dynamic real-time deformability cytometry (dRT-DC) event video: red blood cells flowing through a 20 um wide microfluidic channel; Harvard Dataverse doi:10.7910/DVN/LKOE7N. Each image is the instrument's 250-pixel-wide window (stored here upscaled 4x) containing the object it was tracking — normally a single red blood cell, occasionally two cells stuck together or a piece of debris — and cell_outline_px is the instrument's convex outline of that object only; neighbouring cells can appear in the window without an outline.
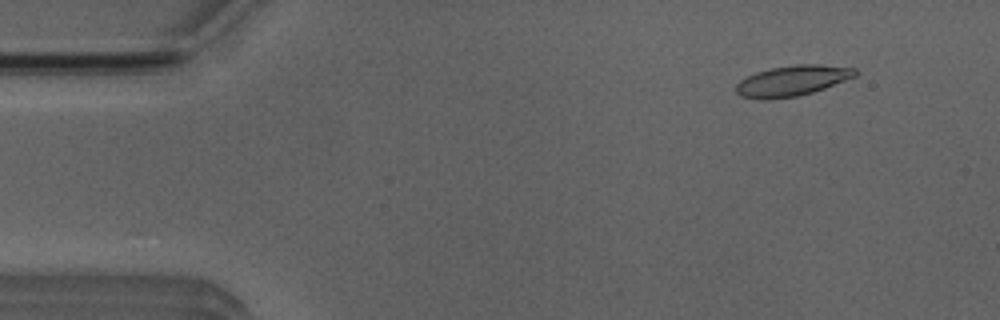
{"species": "Egyptian fruit bat (a non-hibernating species)", "species_latin": "Rousettus aegyptiacus", "temperature_condition": "room temperature", "stored_images_in_passage": 4, "camera_frame_rate_fps": 3000, "um_per_image_px": 0.085, "animal": {"sex": "male"}, "frame": {"image": 1, "passage_image": 2, "time_ms": 1.333, "image_size_px": [1000, 320], "cell_outline_px": [[860, 72], [856, 76], [824, 88], [812, 92], [796, 96], [740, 96], [736, 92], [736, 84], [740, 80], [756, 72], [772, 68], [796, 64], [820, 64], [856, 68]], "centroid_in_image_um": [67.44, 6.8], "position_along_channel_um": 17.6, "area_um2": 20.35}}